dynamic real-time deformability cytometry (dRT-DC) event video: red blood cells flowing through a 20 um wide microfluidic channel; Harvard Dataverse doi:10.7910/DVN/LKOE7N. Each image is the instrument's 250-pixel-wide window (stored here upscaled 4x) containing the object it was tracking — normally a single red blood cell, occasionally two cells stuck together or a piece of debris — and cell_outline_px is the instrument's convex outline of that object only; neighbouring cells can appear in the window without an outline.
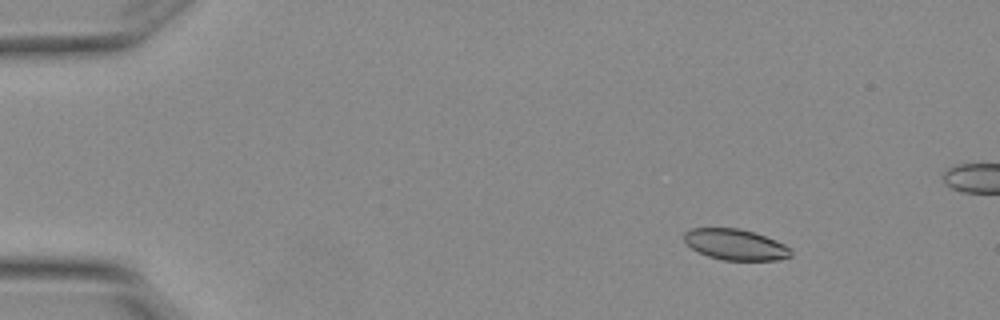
{"species": "Egyptian fruit bat (a non-hibernating species)", "species_latin": "Rousettus aegyptiacus", "temperature_condition": "warm", "stored_images_in_passage": 8, "camera_frame_rate_fps": 3000, "um_per_image_px": 0.085, "animal": {"sex": "female"}, "frame": {"image": 1, "passage_image": 1, "time_ms": 0.0, "image_size_px": [1000, 320], "cell_outline_px": [[792, 256], [776, 260], [724, 260], [708, 256], [692, 248], [684, 240], [684, 232], [692, 228], [740, 228], [776, 240], [792, 248]], "centroid_in_image_um": [62.54, 20.78], "position_along_channel_um": 22.5, "area_um2": 19.13}}
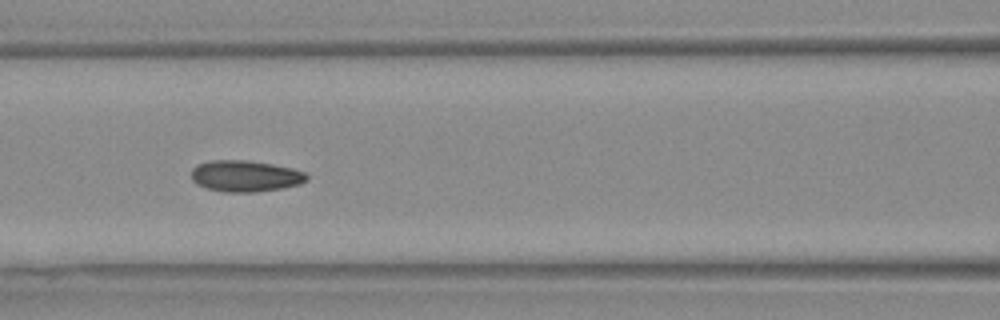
{"frame": {"image": 2, "passage_image": 6, "time_ms": 1.667, "image_size_px": [1000, 320], "cell_outline_px": [[308, 180], [300, 184], [280, 188], [256, 192], [224, 192], [204, 188], [196, 184], [192, 180], [192, 168], [196, 164], [212, 160], [244, 160], [272, 164], [292, 168], [304, 172], [308, 176]], "centroid_in_image_um": [20.82, 14.97], "position_along_channel_um": 145.8, "area_um2": 21.15}}
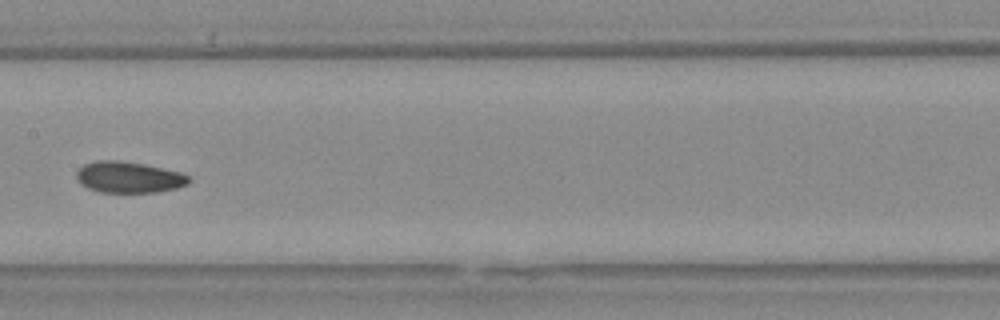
{"frame": {"image": 3, "passage_image": 7, "time_ms": 2.0, "image_size_px": [1000, 320], "cell_outline_px": [[192, 180], [188, 184], [176, 188], [156, 192], [100, 192], [88, 188], [80, 184], [76, 180], [76, 172], [84, 164], [96, 160], [116, 160], [144, 164], [180, 172], [188, 176]], "centroid_in_image_um": [10.92, 15.06], "position_along_channel_um": 196.5, "area_um2": 20.46}}